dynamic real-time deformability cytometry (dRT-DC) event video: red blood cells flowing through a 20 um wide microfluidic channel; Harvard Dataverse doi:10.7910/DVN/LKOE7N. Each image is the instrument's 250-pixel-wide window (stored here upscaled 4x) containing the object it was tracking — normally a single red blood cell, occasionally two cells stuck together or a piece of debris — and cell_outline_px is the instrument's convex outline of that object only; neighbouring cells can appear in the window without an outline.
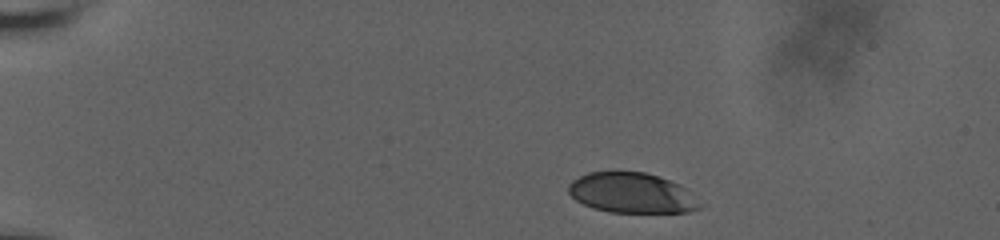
{"species": "human", "species_latin": "Homo sapiens", "temperature_condition": "room temperature", "stored_images_in_passage": 6, "camera_frame_rate_fps": 3000, "um_per_image_px": 0.085, "donor": {"sex": "male"}, "frame": {"image": 1, "passage_image": 1, "time_ms": 0.0, "image_size_px": [1000, 240], "cell_outline_px": [[704, 204], [700, 208], [688, 212], [612, 212], [592, 208], [576, 200], [568, 192], [568, 184], [572, 180], [588, 172], [644, 172], [680, 184]], "centroid_in_image_um": [53.71, 16.41], "position_along_channel_um": 31.3, "area_um2": 30.69}}
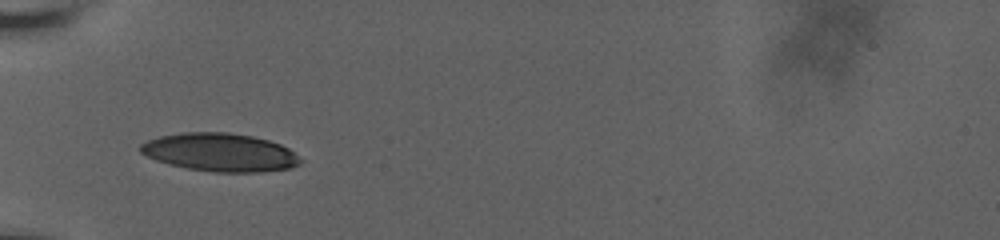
{"frame": {"image": 2, "passage_image": 5, "time_ms": 3.333, "image_size_px": [1000, 240], "cell_outline_px": [[304, 160], [300, 164], [288, 168], [260, 172], [216, 172], [188, 168], [156, 160], [140, 152], [140, 144], [148, 140], [160, 136], [180, 132], [228, 132], [252, 136], [268, 140], [280, 144], [288, 148]], "centroid_in_image_um": [18.72, 12.94], "position_along_channel_um": 66.3, "area_um2": 35.43}}